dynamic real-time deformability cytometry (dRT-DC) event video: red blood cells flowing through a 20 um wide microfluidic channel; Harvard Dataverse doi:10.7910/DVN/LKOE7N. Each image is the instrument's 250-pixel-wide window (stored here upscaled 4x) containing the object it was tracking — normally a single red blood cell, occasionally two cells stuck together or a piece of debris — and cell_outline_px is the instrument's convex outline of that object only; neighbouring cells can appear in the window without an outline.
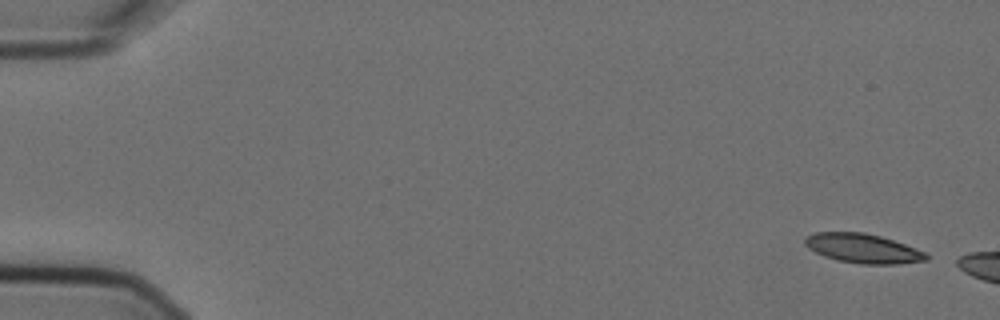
{"species": "Egyptian fruit bat (a non-hibernating species)", "species_latin": "Rousettus aegyptiacus", "temperature_condition": "cold", "stored_images_in_passage": 2, "camera_frame_rate_fps": 3000, "um_per_image_px": 0.085, "animal": {"sex": "female"}, "frame": {"image": 1, "passage_image": 1, "time_ms": 0.0, "image_size_px": [1000, 320], "cell_outline_px": [[928, 260], [900, 264], [860, 264], [836, 260], [824, 256], [808, 248], [804, 244], [804, 240], [808, 236], [816, 232], [864, 232], [880, 236], [916, 248], [924, 252], [928, 256]], "centroid_in_image_um": [73.34, 21.12], "position_along_channel_um": 11.7, "area_um2": 20.69}}